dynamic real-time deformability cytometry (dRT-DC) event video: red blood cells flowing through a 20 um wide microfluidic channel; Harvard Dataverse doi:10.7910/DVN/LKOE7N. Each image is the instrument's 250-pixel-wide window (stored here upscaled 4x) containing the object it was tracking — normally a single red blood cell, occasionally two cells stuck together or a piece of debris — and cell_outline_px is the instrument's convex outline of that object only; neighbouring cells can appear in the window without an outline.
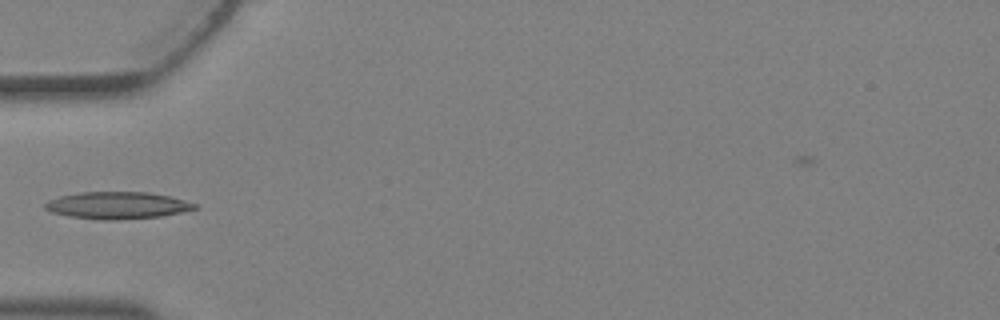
{"species": "Egyptian fruit bat (a non-hibernating species)", "species_latin": "Rousettus aegyptiacus", "temperature_condition": "warm", "stored_images_in_passage": 4, "camera_frame_rate_fps": 3000, "um_per_image_px": 0.085, "animal": {"sex": "female"}, "frame": {"image": 1, "passage_image": 4, "time_ms": 1.0, "image_size_px": [1000, 320], "cell_outline_px": [[196, 208], [180, 212], [160, 216], [116, 220], [100, 220], [68, 216], [52, 212], [44, 208], [44, 204], [48, 200], [60, 196], [80, 192], [148, 192], [168, 196], [184, 200], [196, 204]], "centroid_in_image_um": [9.92, 17.45], "position_along_channel_um": 75.1, "area_um2": 23.41}}